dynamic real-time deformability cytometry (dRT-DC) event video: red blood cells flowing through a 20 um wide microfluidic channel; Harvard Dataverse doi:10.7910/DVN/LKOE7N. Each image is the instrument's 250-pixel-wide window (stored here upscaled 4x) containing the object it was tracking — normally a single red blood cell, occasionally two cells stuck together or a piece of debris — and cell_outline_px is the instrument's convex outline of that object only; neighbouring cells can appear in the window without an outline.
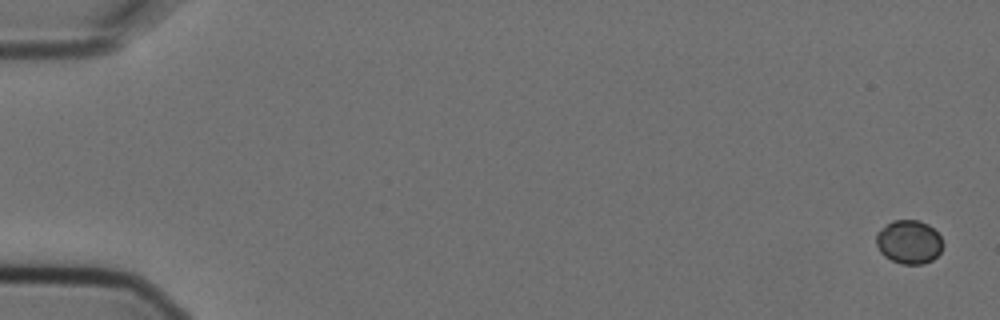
{"species": "Egyptian fruit bat (a non-hibernating species)", "species_latin": "Rousettus aegyptiacus", "temperature_condition": "cold", "stored_images_in_passage": 11, "camera_frame_rate_fps": 3000, "um_per_image_px": 0.085, "animal": {"sex": "female"}, "frame": {"image": 1, "passage_image": 1, "time_ms": 0.0, "image_size_px": [1000, 320], "cell_outline_px": [[944, 244], [940, 252], [932, 260], [924, 264], [900, 264], [884, 256], [880, 252], [876, 244], [876, 232], [880, 228], [892, 220], [920, 220], [928, 224], [940, 236]], "centroid_in_image_um": [77.25, 20.56], "position_along_channel_um": 7.8, "area_um2": 17.17}}
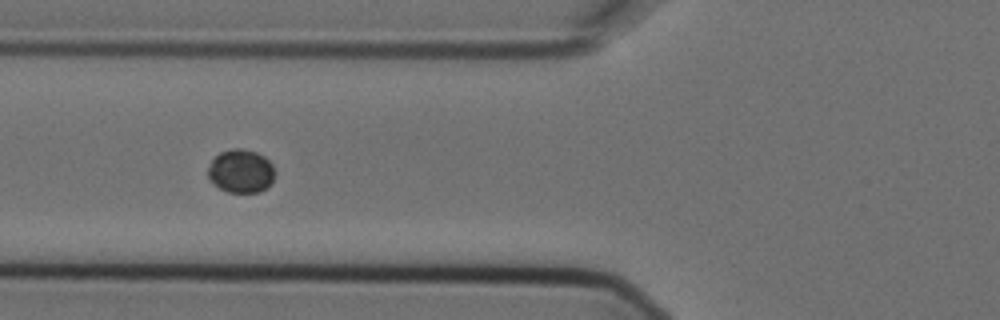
{"frame": {"image": 2, "passage_image": 6, "time_ms": 1.667, "image_size_px": [1000, 320], "cell_outline_px": [[276, 176], [260, 192], [228, 192], [212, 184], [208, 176], [208, 168], [212, 160], [220, 152], [232, 148], [240, 148], [256, 152], [264, 156], [272, 164], [276, 172]], "centroid_in_image_um": [20.48, 14.54], "position_along_channel_um": 105.3, "area_um2": 16.94}}
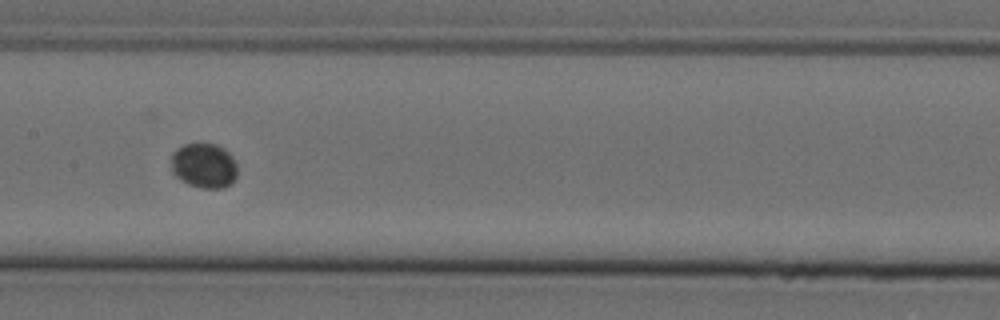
{"frame": {"image": 3, "passage_image": 8, "time_ms": 2.333, "image_size_px": [1000, 320], "cell_outline_px": [[236, 180], [232, 184], [224, 188], [200, 188], [188, 184], [176, 176], [172, 172], [172, 152], [184, 144], [216, 144], [224, 148], [236, 160]], "centroid_in_image_um": [17.37, 14.09], "position_along_channel_um": 190.0, "area_um2": 17.46}}